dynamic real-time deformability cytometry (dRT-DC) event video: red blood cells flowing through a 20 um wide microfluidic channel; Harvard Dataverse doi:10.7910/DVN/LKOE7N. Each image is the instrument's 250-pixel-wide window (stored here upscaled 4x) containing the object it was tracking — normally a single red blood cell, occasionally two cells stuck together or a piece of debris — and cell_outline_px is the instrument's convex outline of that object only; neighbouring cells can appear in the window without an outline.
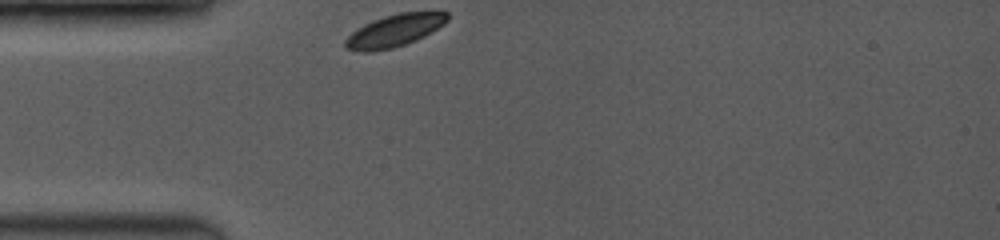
{"species": "common noctule bat (a hibernating species)", "species_latin": "Nyctalus noctula", "temperature_condition": "room temperature", "stored_images_in_passage": 23, "camera_frame_rate_fps": 3500, "um_per_image_px": 0.085, "animal": {"sex": "female", "body_mass_g": 19.0, "forearm_length_mm": 53.3}, "frame": {"image": 1, "passage_image": 1, "time_ms": 0.0, "image_size_px": [1000, 240], "cell_outline_px": [[448, 20], [444, 24], [424, 36], [416, 40], [392, 48], [372, 52], [356, 52], [344, 48], [344, 40], [352, 32], [364, 24], [384, 16], [400, 12], [448, 12]], "centroid_in_image_um": [33.48, 2.62], "position_along_channel_um": 51.5, "area_um2": 19.19}}
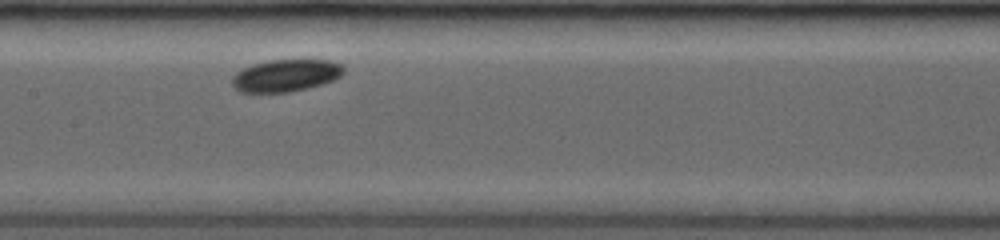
{"frame": {"image": 2, "passage_image": 14, "time_ms": 3.714, "image_size_px": [1000, 240], "cell_outline_px": [[344, 72], [340, 76], [332, 80], [320, 84], [288, 92], [240, 92], [232, 84], [232, 76], [236, 72], [252, 64], [268, 60], [328, 60], [344, 64]], "centroid_in_image_um": [24.28, 6.4], "position_along_channel_um": 183.1, "area_um2": 20.75}}
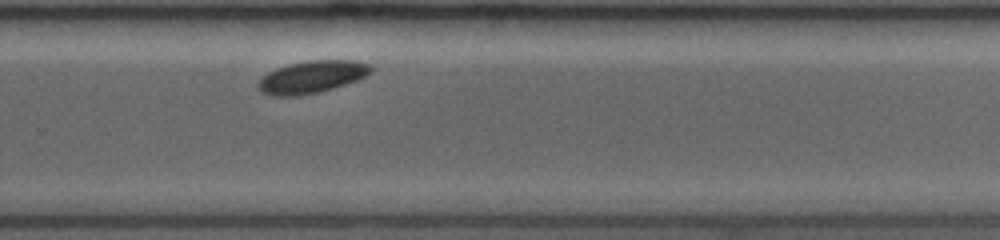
{"frame": {"image": 3, "passage_image": 23, "time_ms": 6.857, "image_size_px": [1000, 240], "cell_outline_px": [[372, 72], [356, 80], [332, 88], [316, 92], [296, 96], [276, 96], [260, 92], [256, 88], [256, 84], [268, 72], [276, 68], [288, 64], [308, 60], [352, 60], [368, 64], [372, 68]], "centroid_in_image_um": [26.45, 6.53], "position_along_channel_um": 303.3, "area_um2": 21.04}}